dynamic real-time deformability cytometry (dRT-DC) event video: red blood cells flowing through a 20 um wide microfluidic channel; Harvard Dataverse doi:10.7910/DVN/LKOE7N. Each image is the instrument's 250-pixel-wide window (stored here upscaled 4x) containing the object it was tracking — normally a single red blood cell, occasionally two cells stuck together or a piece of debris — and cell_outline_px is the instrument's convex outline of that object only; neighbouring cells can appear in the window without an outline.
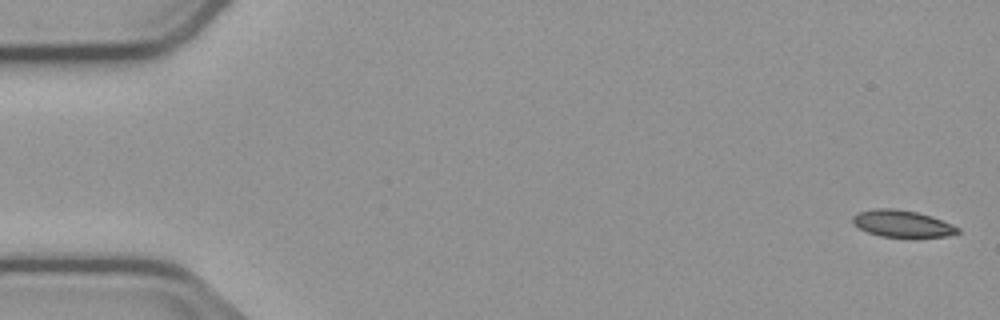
{"species": "common noctule bat (a hibernating species)", "species_latin": "Nyctalus noctula", "temperature_condition": "cold", "stored_images_in_passage": 4, "camera_frame_rate_fps": 3000, "um_per_image_px": 0.085, "animal": {"sex": "male", "body_mass_g": 23.1, "forearm_length_mm": 52.7}, "frame": {"image": 1, "passage_image": 1, "time_ms": 0.0, "image_size_px": [1000, 320], "cell_outline_px": [[960, 232], [944, 236], [880, 236], [868, 232], [852, 224], [852, 216], [860, 212], [876, 208], [896, 208], [916, 212], [932, 216], [952, 224], [960, 228]], "centroid_in_image_um": [76.67, 18.99], "position_along_channel_um": 8.3, "area_um2": 16.18}}